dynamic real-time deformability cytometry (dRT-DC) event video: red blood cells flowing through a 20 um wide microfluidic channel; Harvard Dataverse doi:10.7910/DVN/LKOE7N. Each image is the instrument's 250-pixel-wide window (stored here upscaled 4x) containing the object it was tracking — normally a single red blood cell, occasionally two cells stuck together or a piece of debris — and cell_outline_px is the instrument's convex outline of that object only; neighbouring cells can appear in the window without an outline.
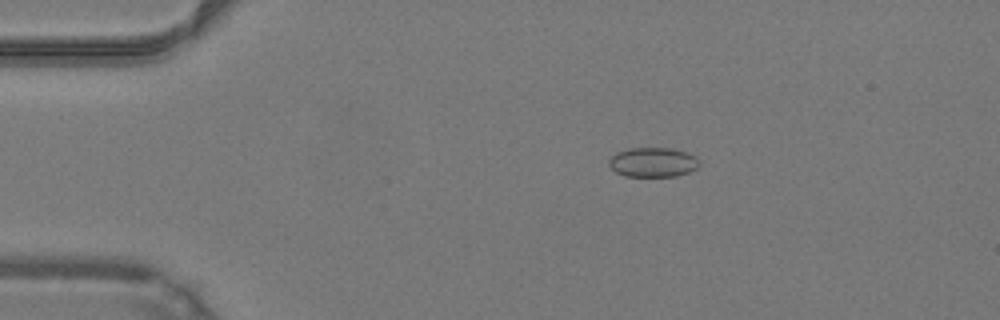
{"species": "common noctule bat (a hibernating species)", "species_latin": "Nyctalus noctula", "temperature_condition": "warm", "stored_images_in_passage": 9, "camera_frame_rate_fps": 3000, "um_per_image_px": 0.085, "animal": {"sex": "male", "body_mass_g": 19.2, "forearm_length_mm": 51.8}, "frame": {"image": 1, "passage_image": 3, "time_ms": 0.667, "image_size_px": [1000, 320], "cell_outline_px": [[700, 164], [696, 168], [688, 172], [676, 176], [624, 176], [616, 172], [608, 164], [608, 160], [616, 152], [628, 148], [672, 148], [688, 152], [696, 156], [700, 160]], "centroid_in_image_um": [55.51, 13.78], "position_along_channel_um": 29.5, "area_um2": 15.72}}